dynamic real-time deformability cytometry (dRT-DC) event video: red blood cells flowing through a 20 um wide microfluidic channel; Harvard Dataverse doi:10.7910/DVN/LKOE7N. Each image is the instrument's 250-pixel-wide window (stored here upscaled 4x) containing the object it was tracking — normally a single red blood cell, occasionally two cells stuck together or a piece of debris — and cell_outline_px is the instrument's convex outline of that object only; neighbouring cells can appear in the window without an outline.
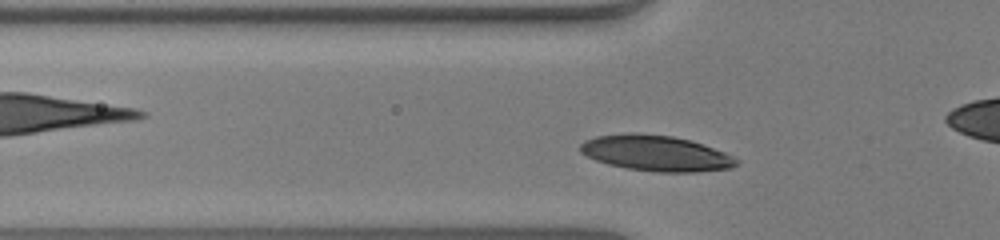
{"species": "human", "species_latin": "Homo sapiens", "temperature_condition": "warm", "stored_images_in_passage": 38, "camera_frame_rate_fps": 3000, "um_per_image_px": 0.085, "donor": {"sex": "male"}, "frame": {"image": 1, "passage_image": 12, "time_ms": 3.667, "image_size_px": [1000, 240], "cell_outline_px": [[740, 164], [732, 168], [700, 172], [656, 172], [628, 168], [608, 164], [596, 160], [580, 152], [580, 144], [584, 140], [596, 136], [628, 132], [636, 132], [672, 136], [692, 140], [724, 152], [740, 160]], "centroid_in_image_um": [55.78, 13.02], "position_along_channel_um": 70.0, "area_um2": 32.77}}
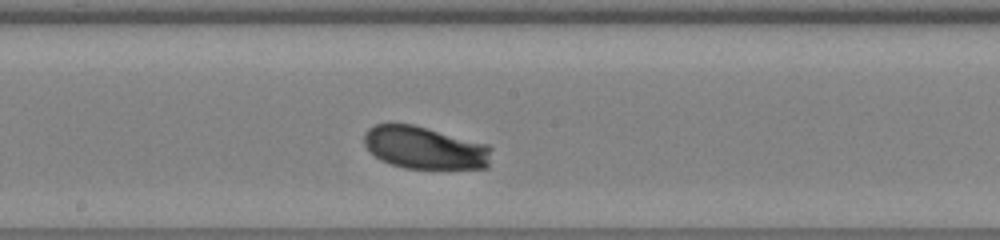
{"frame": {"image": 2, "passage_image": 23, "time_ms": 7.333, "image_size_px": [1000, 240], "cell_outline_px": [[492, 148], [488, 168], [404, 168], [380, 160], [364, 144], [364, 132], [368, 128], [376, 124], [412, 124], [488, 144]], "centroid_in_image_um": [36.12, 12.56], "position_along_channel_um": 212.1, "area_um2": 31.44}}
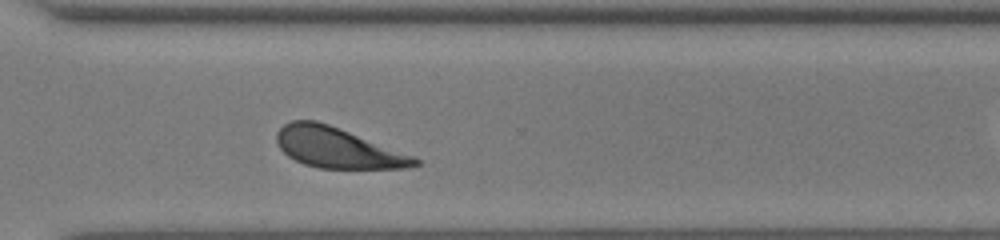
{"frame": {"image": 3, "passage_image": 33, "time_ms": 10.667, "image_size_px": [1000, 240], "cell_outline_px": [[420, 164], [408, 168], [320, 168], [304, 164], [288, 156], [280, 148], [276, 140], [276, 132], [284, 124], [292, 120], [316, 120], [328, 124], [416, 156], [420, 160]], "centroid_in_image_um": [28.71, 12.56], "position_along_channel_um": 341.9, "area_um2": 32.43}}